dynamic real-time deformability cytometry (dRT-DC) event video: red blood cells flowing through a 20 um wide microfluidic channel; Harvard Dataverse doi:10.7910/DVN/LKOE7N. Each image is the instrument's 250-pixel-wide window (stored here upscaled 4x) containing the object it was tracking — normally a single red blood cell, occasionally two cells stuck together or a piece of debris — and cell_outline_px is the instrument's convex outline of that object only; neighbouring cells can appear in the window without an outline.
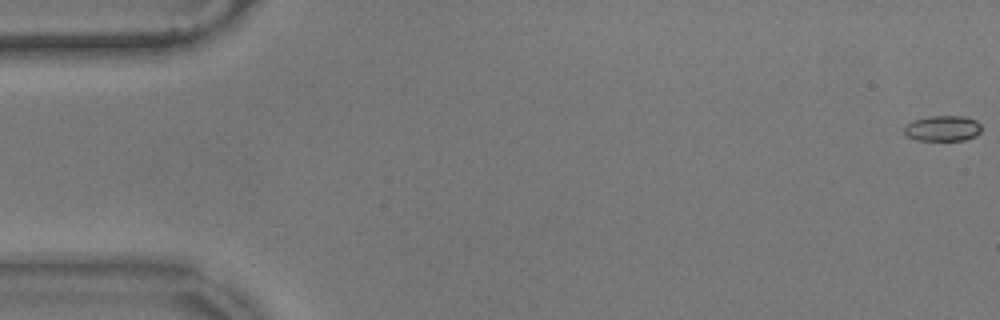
{"species": "common noctule bat (a hibernating species)", "species_latin": "Nyctalus noctula", "temperature_condition": "warm", "stored_images_in_passage": 54, "camera_frame_rate_fps": 3000, "um_per_image_px": 0.085, "animal": {"sex": "male", "body_mass_g": 17.9}, "frame": {"image": 1, "passage_image": 1, "time_ms": 0.0, "image_size_px": [1000, 320], "cell_outline_px": [[980, 132], [976, 136], [964, 140], [916, 140], [908, 136], [904, 132], [904, 128], [912, 120], [928, 116], [964, 116], [976, 120], [980, 124]], "centroid_in_image_um": [80.13, 10.9], "position_along_channel_um": 4.9, "area_um2": 11.5}}
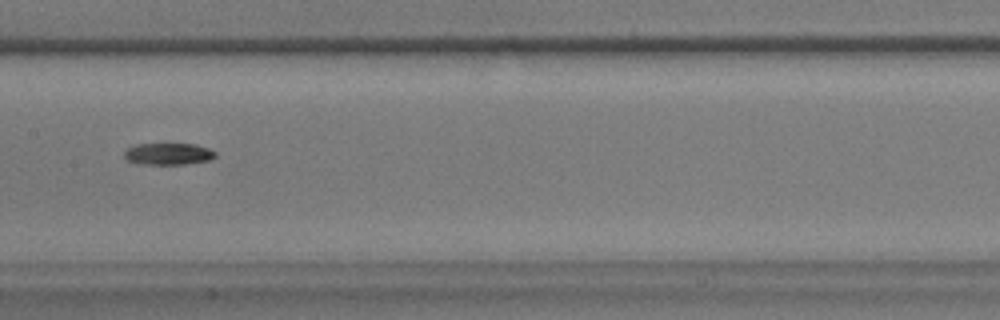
{"frame": {"image": 2, "passage_image": 29, "time_ms": 9.333, "image_size_px": [1000, 320], "cell_outline_px": [[216, 156], [208, 160], [184, 164], [136, 164], [128, 160], [124, 156], [124, 152], [128, 148], [136, 144], [196, 144], [208, 148], [216, 152]], "centroid_in_image_um": [14.29, 13.08], "position_along_channel_um": 193.1, "area_um2": 11.5}}
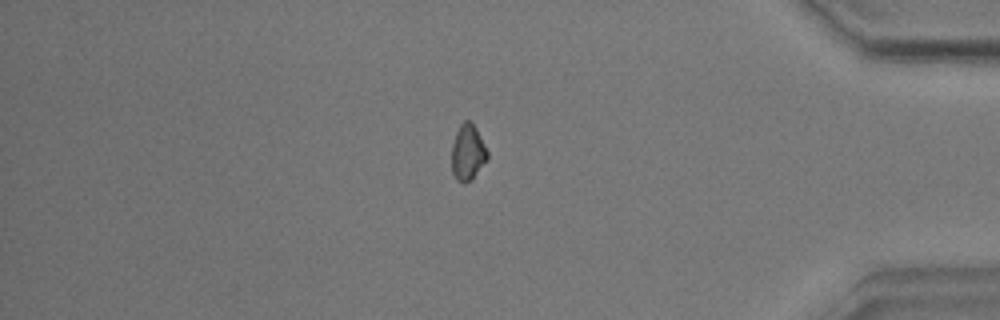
{"frame": {"image": 3, "passage_image": 49, "time_ms": 16.0, "image_size_px": [1000, 320], "cell_outline_px": [[488, 160], [472, 180], [464, 184], [456, 180], [452, 172], [452, 144], [456, 132], [460, 124], [464, 120], [468, 120], [476, 128], [488, 152]], "centroid_in_image_um": [39.76, 13.0], "position_along_channel_um": 395.4, "area_um2": 11.79}, "authors_computed_cell_mechanics": {"area_um2": 11.849, "velocity_mm_per_s": 3.5422, "shape_relaxation_time_tau1_ms": 5.3201, "shape_relaxation_time_tau2_ms": null, "deformation_change_tau1": 0.2135, "deformation_change_tau2": null}}